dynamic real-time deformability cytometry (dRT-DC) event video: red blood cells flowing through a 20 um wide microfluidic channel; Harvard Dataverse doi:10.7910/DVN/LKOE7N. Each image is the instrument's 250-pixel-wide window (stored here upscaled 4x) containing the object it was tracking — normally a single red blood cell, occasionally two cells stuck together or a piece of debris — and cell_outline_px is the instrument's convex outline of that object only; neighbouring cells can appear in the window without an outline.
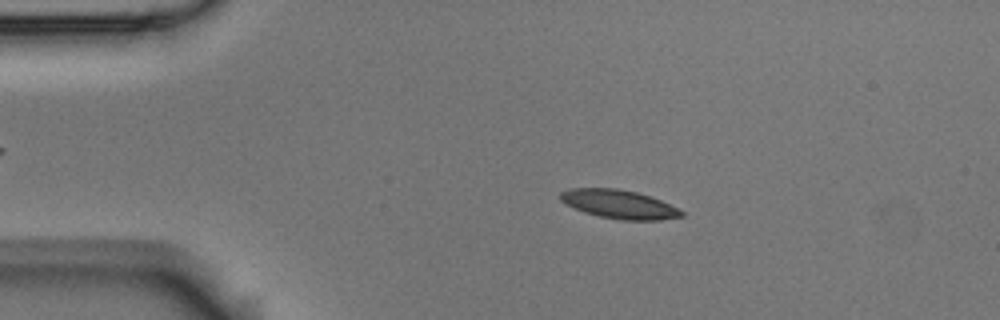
{"species": "Egyptian fruit bat (a non-hibernating species)", "species_latin": "Rousettus aegyptiacus", "temperature_condition": "room temperature", "stored_images_in_passage": 6, "camera_frame_rate_fps": 3000, "um_per_image_px": 0.085, "animal": {"sex": "male"}, "frame": {"image": 1, "passage_image": 2, "time_ms": 0.333, "image_size_px": [1000, 320], "cell_outline_px": [[684, 216], [660, 220], [620, 220], [600, 216], [584, 212], [560, 200], [560, 192], [572, 188], [616, 188], [636, 192], [660, 200], [684, 212]], "centroid_in_image_um": [52.62, 17.36], "position_along_channel_um": 32.4, "area_um2": 19.94}}
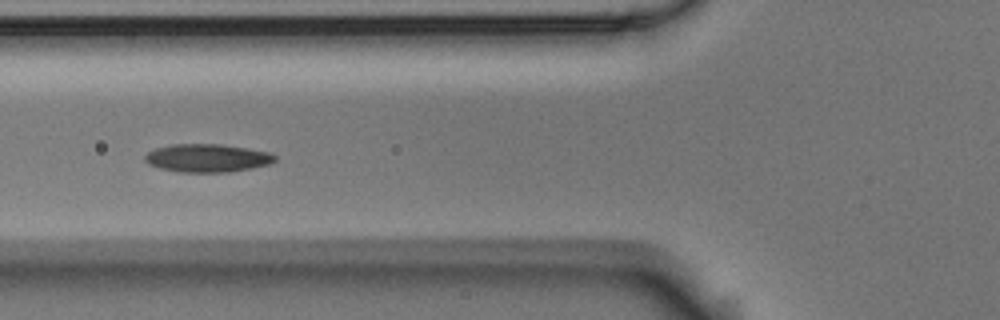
{"frame": {"image": 2, "passage_image": 5, "time_ms": 1.333, "image_size_px": [1000, 320], "cell_outline_px": [[276, 160], [268, 164], [252, 168], [228, 172], [180, 172], [160, 168], [148, 164], [144, 160], [144, 156], [148, 152], [156, 148], [172, 144], [220, 144], [248, 148], [272, 152], [276, 156]], "centroid_in_image_um": [17.63, 13.43], "position_along_channel_um": 108.2, "area_um2": 21.39}}
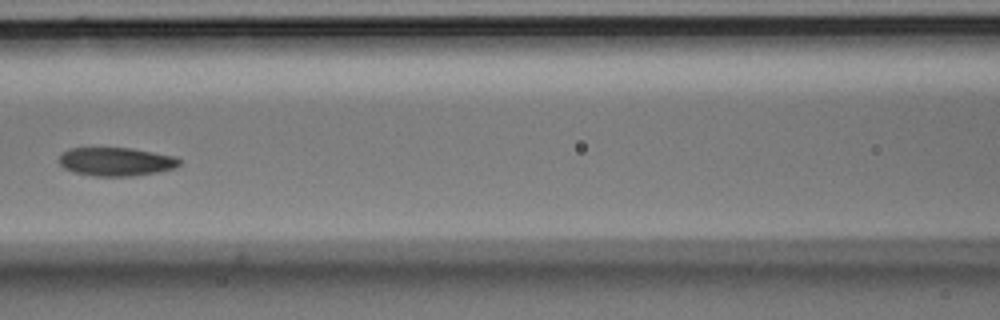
{"frame": {"image": 3, "passage_image": 6, "time_ms": 1.667, "image_size_px": [1000, 320], "cell_outline_px": [[180, 164], [176, 168], [156, 172], [132, 176], [96, 176], [72, 172], [64, 168], [60, 164], [60, 152], [68, 148], [132, 148], [176, 156], [180, 160]], "centroid_in_image_um": [9.86, 13.73], "position_along_channel_um": 156.7, "area_um2": 20.11}}